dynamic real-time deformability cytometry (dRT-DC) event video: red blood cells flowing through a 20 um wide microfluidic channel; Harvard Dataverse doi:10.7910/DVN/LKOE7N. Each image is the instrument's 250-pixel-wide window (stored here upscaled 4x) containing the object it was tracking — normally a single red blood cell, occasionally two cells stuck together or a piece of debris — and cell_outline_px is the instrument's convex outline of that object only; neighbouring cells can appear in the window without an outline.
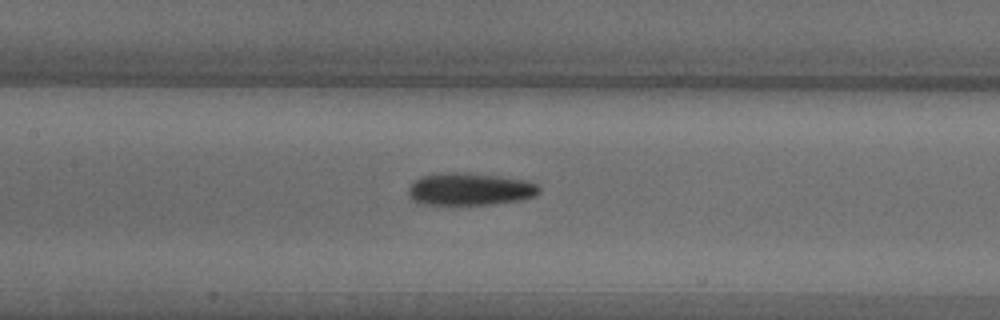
{"species": "common noctule bat (a hibernating species)", "species_latin": "Nyctalus noctula", "temperature_condition": "warm", "stored_images_in_passage": 25, "camera_frame_rate_fps": 3000, "um_per_image_px": 0.085, "animal": {"sex": "male", "body_mass_g": 18.8}, "frame": {"image": 1, "passage_image": 12, "time_ms": 3.667, "image_size_px": [1000, 320], "cell_outline_px": [[540, 192], [536, 196], [524, 200], [492, 204], [420, 204], [412, 200], [408, 196], [408, 188], [420, 176], [448, 172], [468, 172], [500, 176], [528, 180], [536, 184], [540, 188]], "centroid_in_image_um": [39.97, 16.07], "position_along_channel_um": 167.4, "area_um2": 25.03}}
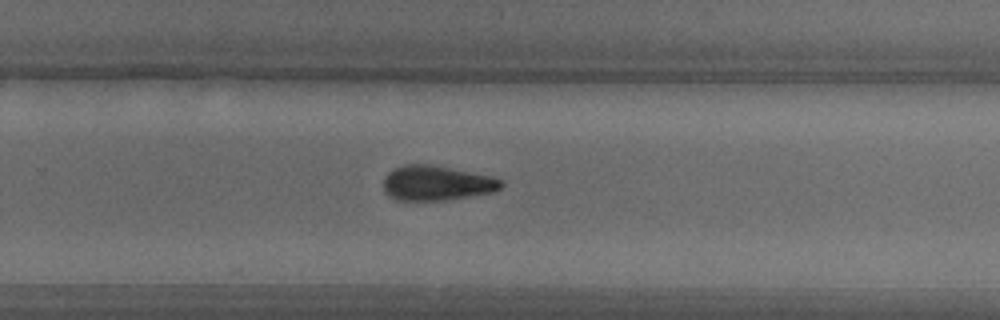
{"frame": {"image": 2, "passage_image": 18, "time_ms": 5.667, "image_size_px": [1000, 320], "cell_outline_px": [[504, 184], [500, 188], [492, 192], [444, 200], [396, 200], [388, 196], [384, 192], [384, 176], [392, 168], [404, 164], [428, 164], [492, 176], [504, 180]], "centroid_in_image_um": [37.08, 15.55], "position_along_channel_um": 292.7, "area_um2": 23.93}}
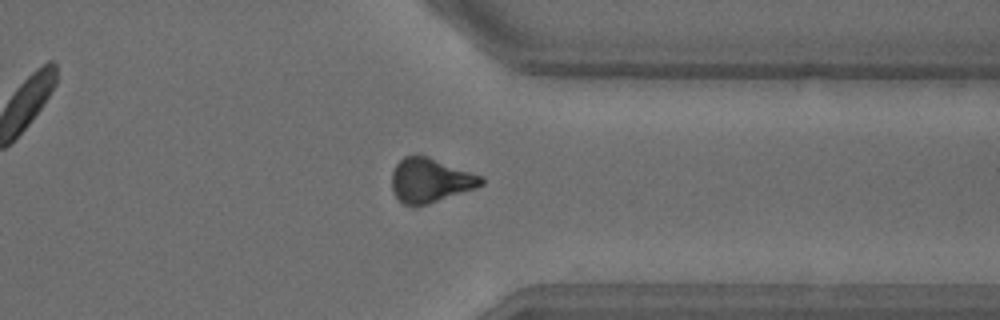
{"frame": {"image": 3, "passage_image": 22, "time_ms": 7.0, "image_size_px": [1000, 320], "cell_outline_px": [[484, 184], [476, 188], [416, 208], [412, 208], [404, 204], [396, 196], [392, 188], [392, 172], [396, 164], [404, 156], [428, 156], [484, 176]], "centroid_in_image_um": [36.59, 15.35], "position_along_channel_um": 374.8, "area_um2": 23.29}}